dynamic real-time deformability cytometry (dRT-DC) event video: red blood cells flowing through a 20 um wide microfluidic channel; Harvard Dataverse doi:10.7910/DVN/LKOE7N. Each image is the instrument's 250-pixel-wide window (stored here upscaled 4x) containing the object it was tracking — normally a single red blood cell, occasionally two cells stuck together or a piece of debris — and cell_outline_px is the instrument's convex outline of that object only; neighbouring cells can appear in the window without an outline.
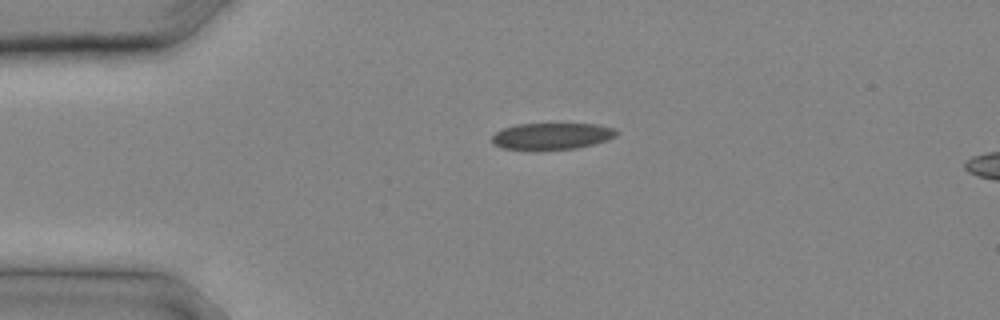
{"species": "common noctule bat (a hibernating species)", "species_latin": "Nyctalus noctula", "temperature_condition": "cold", "stored_images_in_passage": 6, "camera_frame_rate_fps": 3000, "um_per_image_px": 0.085, "animal": {"sex": "male", "body_mass_g": 20.4}, "frame": {"image": 1, "passage_image": 1, "time_ms": 0.0, "image_size_px": [1000, 320], "cell_outline_px": [[620, 132], [616, 136], [608, 140], [576, 148], [540, 152], [532, 152], [504, 148], [492, 144], [492, 136], [496, 132], [504, 128], [516, 124], [596, 124], [616, 128]], "centroid_in_image_um": [46.89, 11.61], "position_along_channel_um": 38.1, "area_um2": 20.0}}